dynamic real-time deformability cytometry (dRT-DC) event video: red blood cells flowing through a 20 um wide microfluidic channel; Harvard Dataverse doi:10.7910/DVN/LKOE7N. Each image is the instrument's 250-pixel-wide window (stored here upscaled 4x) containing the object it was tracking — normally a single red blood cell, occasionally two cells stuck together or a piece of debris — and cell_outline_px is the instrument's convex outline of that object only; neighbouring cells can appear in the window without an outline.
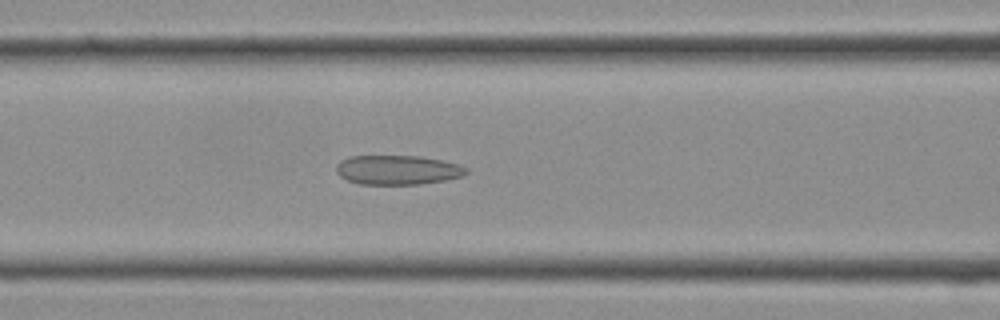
{"species": "Egyptian fruit bat (a non-hibernating species)", "species_latin": "Rousettus aegyptiacus", "temperature_condition": "cold", "stored_images_in_passage": 29, "camera_frame_rate_fps": 3000, "um_per_image_px": 0.085, "frame": {"image": 1, "passage_image": 12, "time_ms": 3.667, "image_size_px": [1000, 320], "cell_outline_px": [[468, 172], [464, 176], [444, 180], [420, 184], [360, 184], [348, 180], [340, 176], [336, 172], [336, 164], [340, 160], [348, 156], [420, 156], [440, 160], [456, 164], [468, 168]], "centroid_in_image_um": [33.77, 14.44], "position_along_channel_um": 132.8, "area_um2": 22.25}}
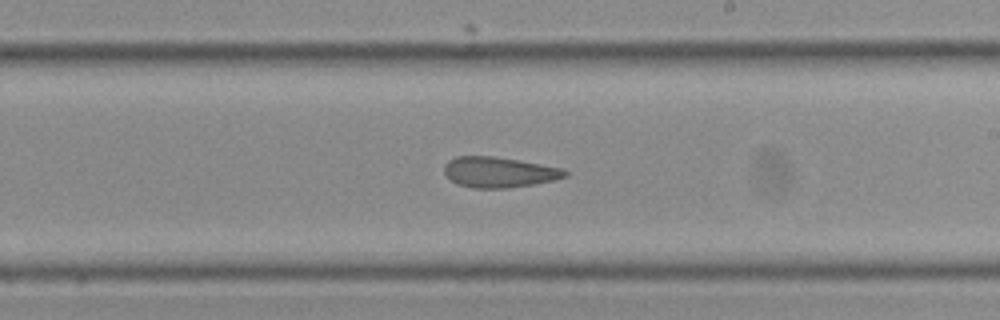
{"frame": {"image": 2, "passage_image": 17, "time_ms": 5.333, "image_size_px": [1000, 320], "cell_outline_px": [[568, 176], [556, 180], [508, 188], [472, 188], [456, 184], [444, 172], [444, 164], [448, 160], [456, 156], [492, 156], [564, 168], [568, 172]], "centroid_in_image_um": [42.42, 14.64], "position_along_channel_um": 246.6, "area_um2": 21.5}}
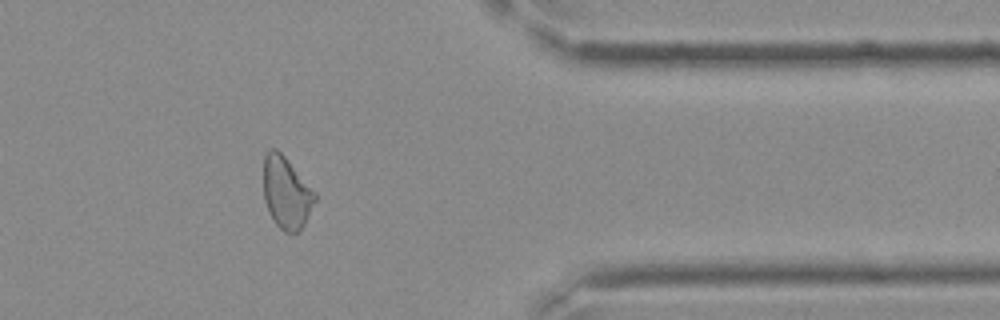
{"frame": {"image": 3, "passage_image": 24, "time_ms": 7.667, "image_size_px": [1000, 320], "cell_outline_px": [[316, 200], [304, 224], [296, 232], [284, 232], [272, 220], [268, 212], [264, 200], [264, 156], [268, 148], [276, 148], [284, 156], [316, 192]], "centroid_in_image_um": [24.33, 16.37], "position_along_channel_um": 387.1, "area_um2": 21.5}}